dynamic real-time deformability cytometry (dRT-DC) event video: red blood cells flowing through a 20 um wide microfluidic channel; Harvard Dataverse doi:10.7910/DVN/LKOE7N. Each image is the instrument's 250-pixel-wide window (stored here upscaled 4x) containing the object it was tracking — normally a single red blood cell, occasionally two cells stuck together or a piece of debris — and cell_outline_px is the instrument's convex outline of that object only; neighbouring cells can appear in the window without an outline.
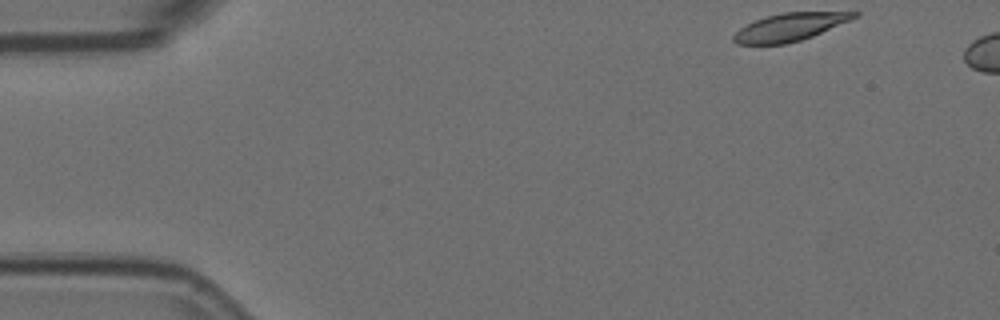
{"species": "Egyptian fruit bat (a non-hibernating species)", "species_latin": "Rousettus aegyptiacus", "temperature_condition": "room temperature", "stored_images_in_passage": 4, "camera_frame_rate_fps": 3000, "um_per_image_px": 0.085, "animal": {"sex": "female"}, "frame": {"image": 1, "passage_image": 1, "time_ms": 0.0, "image_size_px": [1000, 320], "cell_outline_px": [[860, 16], [812, 36], [800, 40], [784, 44], [736, 44], [732, 40], [732, 36], [740, 28], [756, 20], [768, 16], [784, 12], [860, 12]], "centroid_in_image_um": [67.14, 2.3], "position_along_channel_um": 17.9, "area_um2": 19.25}}